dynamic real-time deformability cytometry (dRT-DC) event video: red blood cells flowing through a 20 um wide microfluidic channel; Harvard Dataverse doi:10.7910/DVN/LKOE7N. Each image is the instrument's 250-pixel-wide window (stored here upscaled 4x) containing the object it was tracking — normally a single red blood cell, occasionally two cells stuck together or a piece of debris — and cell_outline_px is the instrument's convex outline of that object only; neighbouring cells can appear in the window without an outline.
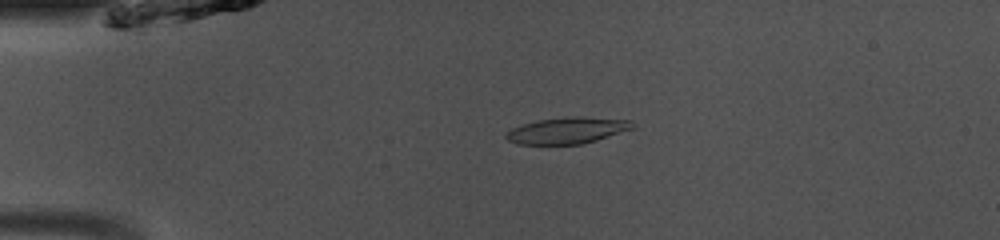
{"species": "common noctule bat (a hibernating species)", "species_latin": "Nyctalus noctula", "temperature_condition": "room temperature", "stored_images_in_passage": 49, "camera_frame_rate_fps": 3000, "um_per_image_px": 0.085, "animal": {"sex": "male", "body_mass_g": 13.0, "forearm_length_mm": 53.1}, "frame": {"image": 1, "passage_image": 11, "time_ms": 3.333, "image_size_px": [1000, 240], "cell_outline_px": [[636, 128], [596, 140], [580, 144], [516, 144], [508, 140], [504, 136], [512, 128], [524, 124], [540, 120], [564, 116], [580, 116], [632, 120]], "centroid_in_image_um": [48.27, 11.08], "position_along_channel_um": 36.7, "area_um2": 19.48}}
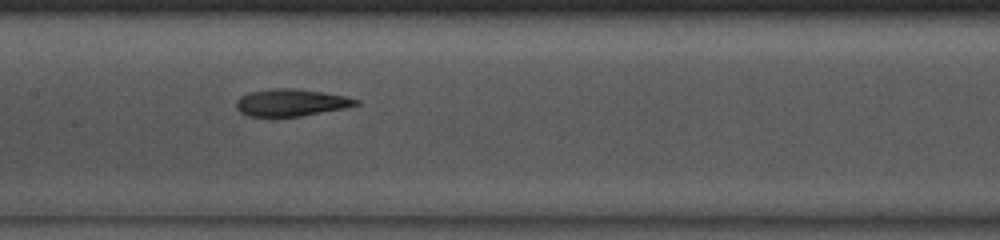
{"frame": {"image": 2, "passage_image": 24, "time_ms": 7.667, "image_size_px": [1000, 240], "cell_outline_px": [[360, 104], [344, 108], [300, 116], [272, 120], [248, 116], [240, 112], [236, 108], [236, 100], [240, 96], [248, 92], [268, 88], [292, 88], [324, 92], [344, 96], [360, 100]], "centroid_in_image_um": [24.65, 8.75], "position_along_channel_um": 182.8, "area_um2": 19.71}}
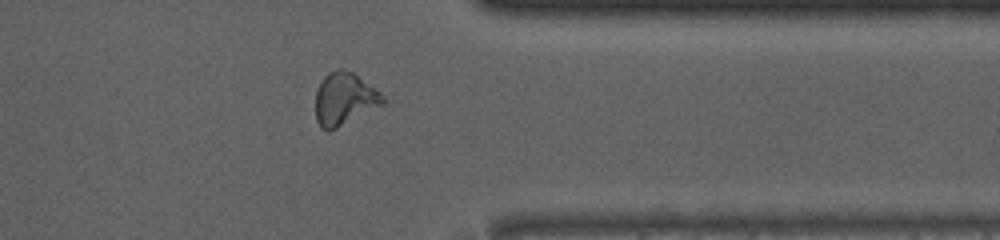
{"frame": {"image": 3, "passage_image": 39, "time_ms": 12.667, "image_size_px": [1000, 240], "cell_outline_px": [[384, 104], [328, 132], [320, 128], [316, 120], [316, 92], [324, 76], [328, 72], [340, 68], [352, 72], [380, 92], [384, 96]], "centroid_in_image_um": [29.25, 8.42], "position_along_channel_um": 382.1, "area_um2": 20.4}, "authors_computed_cell_mechanics": {"area_um2": 19.4208, "velocity_mm_per_s": 4.0909, "shape_relaxation_time_tau1_ms": 7.2086, "shape_relaxation_time_tau2_ms": 2.4982, "deformation_change_tau1": 0.2447, "deformation_change_tau2": 0.0945}}